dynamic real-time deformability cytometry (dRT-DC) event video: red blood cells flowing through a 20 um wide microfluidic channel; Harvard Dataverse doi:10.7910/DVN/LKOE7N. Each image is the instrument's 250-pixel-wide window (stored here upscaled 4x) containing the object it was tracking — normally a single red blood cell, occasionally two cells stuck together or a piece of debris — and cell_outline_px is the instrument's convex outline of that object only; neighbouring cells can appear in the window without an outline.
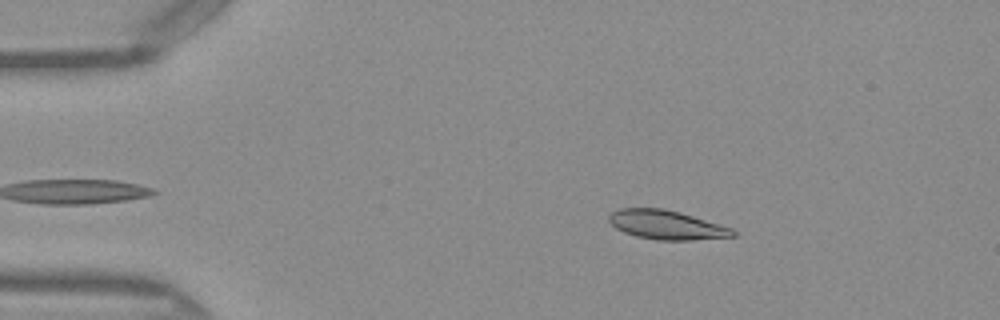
{"species": "Egyptian fruit bat (a non-hibernating species)", "species_latin": "Rousettus aegyptiacus", "temperature_condition": "warm", "stored_images_in_passage": 42, "camera_frame_rate_fps": 3000, "um_per_image_px": 0.085, "frame": {"image": 1, "passage_image": 8, "time_ms": 2.333, "image_size_px": [1000, 320], "cell_outline_px": [[736, 236], [692, 240], [660, 240], [636, 236], [624, 232], [616, 228], [608, 220], [608, 216], [612, 212], [620, 208], [664, 208], [680, 212], [732, 228], [736, 232]], "centroid_in_image_um": [56.65, 19.11], "position_along_channel_um": 28.3, "area_um2": 20.92}}
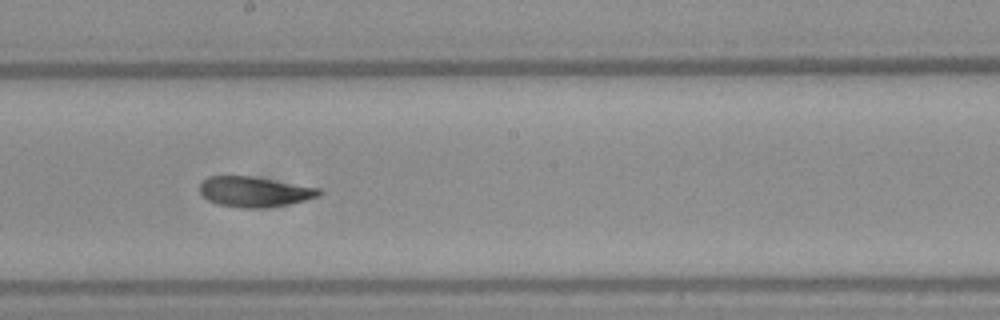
{"frame": {"image": 2, "passage_image": 27, "time_ms": 8.667, "image_size_px": [1000, 320], "cell_outline_px": [[324, 192], [320, 196], [288, 204], [260, 208], [240, 208], [220, 204], [208, 200], [200, 192], [200, 184], [208, 176], [252, 176], [320, 188]], "centroid_in_image_um": [21.65, 16.29], "position_along_channel_um": 226.5, "area_um2": 20.92}}
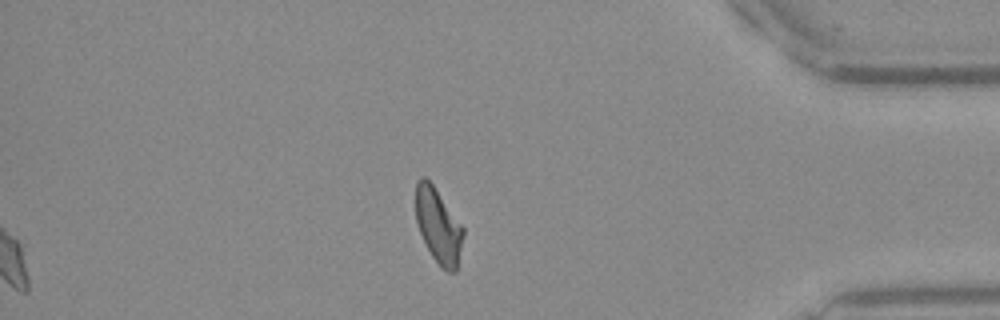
{"frame": {"image": 3, "passage_image": 42, "time_ms": 13.667, "image_size_px": [1000, 320], "cell_outline_px": [[464, 236], [456, 272], [448, 272], [432, 256], [420, 232], [416, 220], [416, 180], [420, 176], [424, 176], [432, 184], [464, 228]], "centroid_in_image_um": [37.26, 19.18], "position_along_channel_um": 397.9, "area_um2": 20.35}, "authors_computed_cell_mechanics": {"area_um2": 21.0681, "velocity_mm_per_s": 4.1002, "shape_relaxation_time_tau1_ms": 4.3319, "shape_relaxation_time_tau2_ms": 1.9875, "deformation_change_tau1": 0.1736, "deformation_change_tau2": 0.0893}}